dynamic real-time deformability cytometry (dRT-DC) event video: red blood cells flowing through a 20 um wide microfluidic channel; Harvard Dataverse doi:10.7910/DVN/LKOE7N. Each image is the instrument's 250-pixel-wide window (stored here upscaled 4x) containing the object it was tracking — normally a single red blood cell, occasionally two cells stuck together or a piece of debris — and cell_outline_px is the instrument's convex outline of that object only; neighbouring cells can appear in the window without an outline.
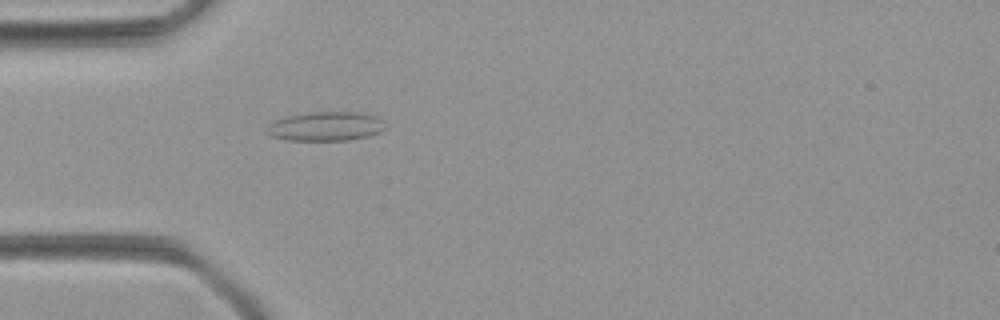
{"species": "common noctule bat (a hibernating species)", "species_latin": "Nyctalus noctula", "temperature_condition": "room temperature", "stored_images_in_passage": 31, "camera_frame_rate_fps": 3000, "um_per_image_px": 0.085, "animal": {"sex": "female", "body_mass_g": 21.9}, "frame": {"image": 1, "passage_image": 1, "time_ms": 0.0, "image_size_px": [1000, 320], "cell_outline_px": [[384, 128], [380, 132], [368, 136], [348, 140], [288, 140], [272, 136], [268, 132], [268, 128], [276, 120], [288, 116], [308, 112], [360, 112], [376, 116], [380, 120]], "centroid_in_image_um": [27.71, 10.73], "position_along_channel_um": 57.3, "area_um2": 19.71}}
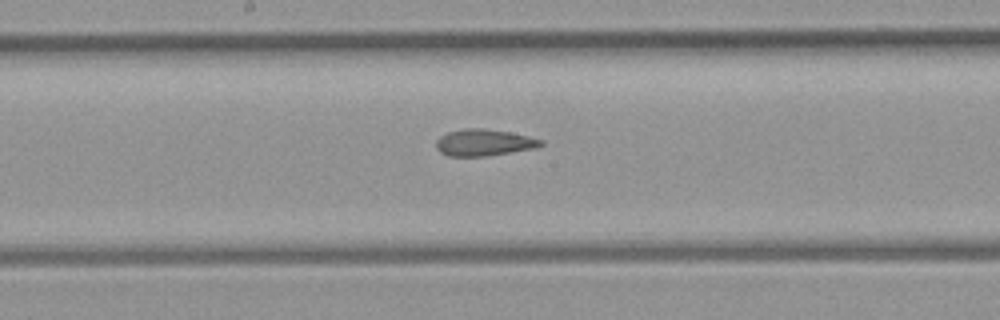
{"frame": {"image": 2, "passage_image": 12, "time_ms": 3.667, "image_size_px": [1000, 320], "cell_outline_px": [[544, 144], [536, 148], [484, 156], [448, 156], [440, 152], [436, 148], [436, 140], [440, 136], [448, 132], [464, 128], [484, 128], [508, 132], [528, 136], [544, 140]], "centroid_in_image_um": [41.12, 12.11], "position_along_channel_um": 207.1, "area_um2": 16.24}}
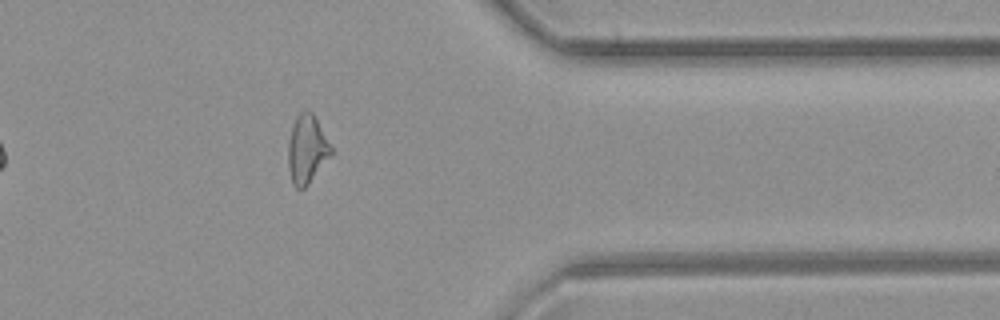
{"frame": {"image": 3, "passage_image": 26, "time_ms": 8.333, "image_size_px": [1000, 320], "cell_outline_px": [[332, 152], [308, 184], [304, 188], [296, 188], [292, 184], [288, 168], [288, 140], [296, 116], [300, 112], [312, 112], [332, 148]], "centroid_in_image_um": [26.05, 12.71], "position_along_channel_um": 385.4, "area_um2": 16.65}}